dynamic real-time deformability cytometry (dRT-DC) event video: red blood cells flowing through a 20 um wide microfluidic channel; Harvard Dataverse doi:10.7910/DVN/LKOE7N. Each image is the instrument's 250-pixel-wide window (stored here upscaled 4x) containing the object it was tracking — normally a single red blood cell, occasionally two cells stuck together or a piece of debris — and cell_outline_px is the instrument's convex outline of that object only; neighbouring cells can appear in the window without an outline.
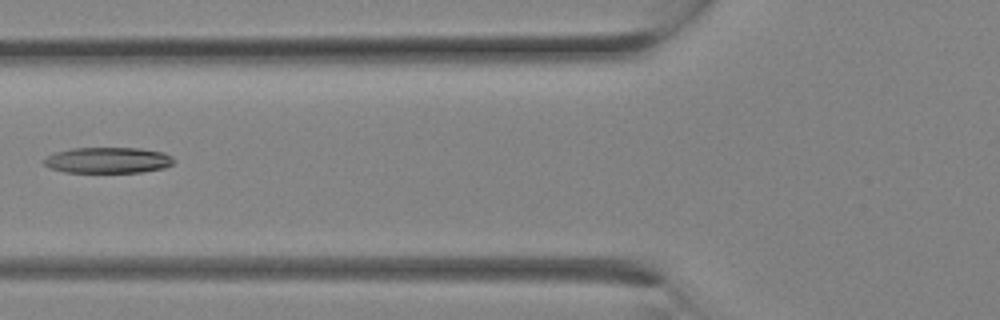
{"species": "Egyptian fruit bat (a non-hibernating species)", "species_latin": "Rousettus aegyptiacus", "temperature_condition": "room temperature", "stored_images_in_passage": 10, "camera_frame_rate_fps": 3000, "um_per_image_px": 0.085, "animal": {"sex": "female"}, "frame": {"image": 1, "passage_image": 6, "time_ms": 1.667, "image_size_px": [1000, 320], "cell_outline_px": [[176, 160], [172, 164], [164, 168], [140, 172], [64, 172], [48, 168], [40, 160], [56, 152], [72, 148], [140, 148], [164, 152], [172, 156]], "centroid_in_image_um": [9.17, 13.62], "position_along_channel_um": 116.6, "area_um2": 19.77}}
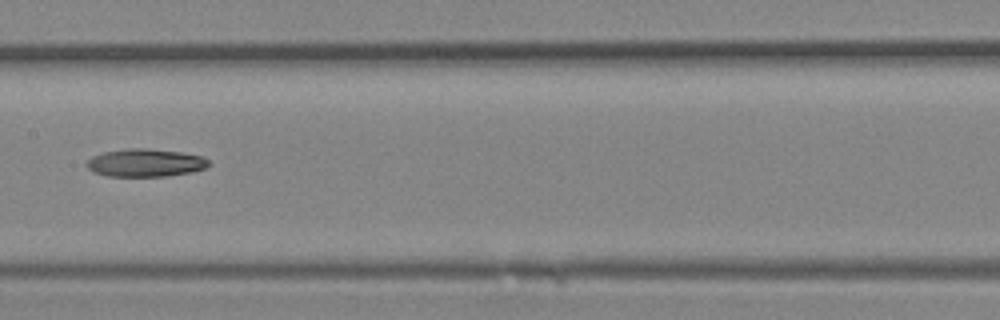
{"frame": {"image": 2, "passage_image": 9, "time_ms": 2.667, "image_size_px": [1000, 320], "cell_outline_px": [[212, 164], [204, 168], [192, 172], [168, 176], [108, 176], [92, 172], [84, 164], [92, 156], [104, 152], [128, 148], [144, 148], [180, 152], [204, 156]], "centroid_in_image_um": [12.36, 13.84], "position_along_channel_um": 195.0, "area_um2": 19.94}}